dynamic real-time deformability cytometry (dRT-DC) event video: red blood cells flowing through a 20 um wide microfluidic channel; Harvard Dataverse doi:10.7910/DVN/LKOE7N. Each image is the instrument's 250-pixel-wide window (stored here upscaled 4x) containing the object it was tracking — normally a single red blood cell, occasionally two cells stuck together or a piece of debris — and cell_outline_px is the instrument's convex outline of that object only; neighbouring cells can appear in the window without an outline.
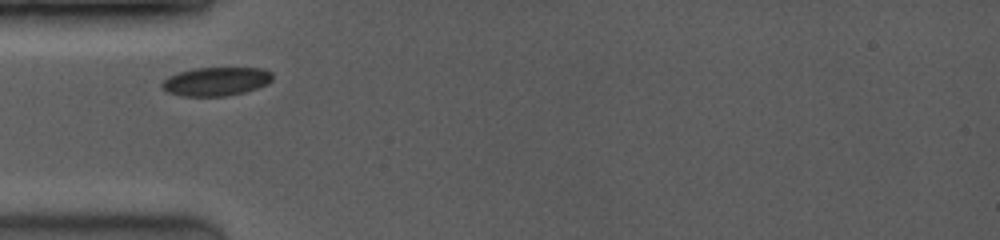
{"species": "common noctule bat (a hibernating species)", "species_latin": "Nyctalus noctula", "temperature_condition": "room temperature", "stored_images_in_passage": 36, "camera_frame_rate_fps": 3500, "um_per_image_px": 0.085, "animal": {"sex": "female", "body_mass_g": 19.0, "forearm_length_mm": 53.3}, "frame": {"image": 1, "passage_image": 1, "time_ms": 0.0, "image_size_px": [1000, 240], "cell_outline_px": [[272, 80], [268, 84], [244, 92], [228, 96], [180, 96], [168, 92], [160, 84], [168, 76], [180, 72], [196, 68], [264, 68], [272, 72]], "centroid_in_image_um": [18.39, 6.92], "position_along_channel_um": 66.6, "area_um2": 18.44}}
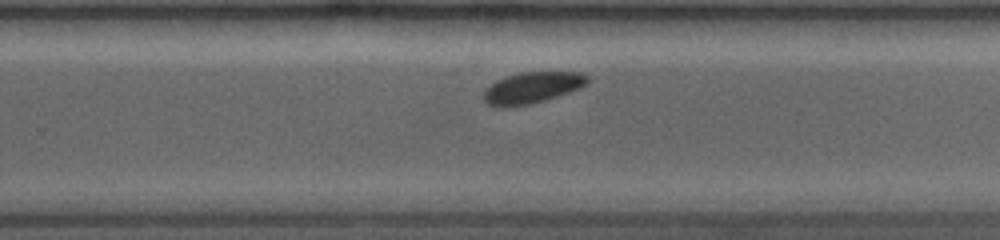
{"frame": {"image": 2, "passage_image": 29, "time_ms": 5.429, "image_size_px": [1000, 240], "cell_outline_px": [[588, 84], [580, 88], [532, 104], [488, 104], [484, 100], [484, 92], [496, 80], [520, 72], [580, 72], [588, 76]], "centroid_in_image_um": [45.32, 7.4], "position_along_channel_um": 284.5, "area_um2": 18.15}}
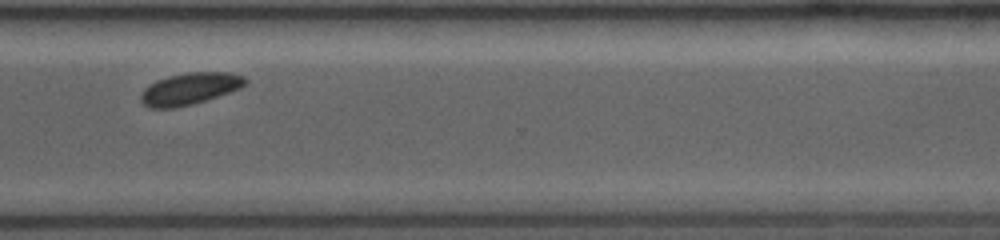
{"frame": {"image": 3, "passage_image": 35, "time_ms": 7.143, "image_size_px": [1000, 240], "cell_outline_px": [[248, 84], [240, 88], [192, 104], [176, 108], [148, 108], [140, 100], [140, 96], [144, 88], [156, 80], [168, 76], [188, 72], [232, 72], [244, 76], [248, 80]], "centroid_in_image_um": [16.13, 7.53], "position_along_channel_um": 354.5, "area_um2": 19.42}}